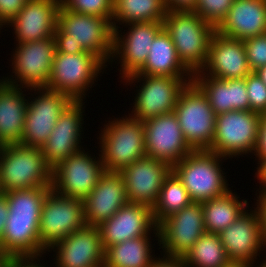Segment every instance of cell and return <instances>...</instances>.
I'll use <instances>...</instances> for the list:
<instances>
[{
    "label": "cell",
    "mask_w": 266,
    "mask_h": 267,
    "mask_svg": "<svg viewBox=\"0 0 266 267\" xmlns=\"http://www.w3.org/2000/svg\"><path fill=\"white\" fill-rule=\"evenodd\" d=\"M258 162V163H257ZM257 162L255 163L258 164L256 165V171L255 174H253L258 181L257 183H259V188H257L256 192H263L266 191V157L260 158L257 160Z\"/></svg>",
    "instance_id": "obj_45"
},
{
    "label": "cell",
    "mask_w": 266,
    "mask_h": 267,
    "mask_svg": "<svg viewBox=\"0 0 266 267\" xmlns=\"http://www.w3.org/2000/svg\"><path fill=\"white\" fill-rule=\"evenodd\" d=\"M146 156L171 167L193 150L187 144L176 115H159L143 122Z\"/></svg>",
    "instance_id": "obj_19"
},
{
    "label": "cell",
    "mask_w": 266,
    "mask_h": 267,
    "mask_svg": "<svg viewBox=\"0 0 266 267\" xmlns=\"http://www.w3.org/2000/svg\"><path fill=\"white\" fill-rule=\"evenodd\" d=\"M174 114L187 144L193 151L211 148L216 115L205 94L193 81L182 90Z\"/></svg>",
    "instance_id": "obj_9"
},
{
    "label": "cell",
    "mask_w": 266,
    "mask_h": 267,
    "mask_svg": "<svg viewBox=\"0 0 266 267\" xmlns=\"http://www.w3.org/2000/svg\"><path fill=\"white\" fill-rule=\"evenodd\" d=\"M192 203V200L181 180L171 171L165 178L159 197L152 208L153 217L158 225L168 216L180 211Z\"/></svg>",
    "instance_id": "obj_33"
},
{
    "label": "cell",
    "mask_w": 266,
    "mask_h": 267,
    "mask_svg": "<svg viewBox=\"0 0 266 267\" xmlns=\"http://www.w3.org/2000/svg\"><path fill=\"white\" fill-rule=\"evenodd\" d=\"M223 267H251L250 263L247 262H236V261H230Z\"/></svg>",
    "instance_id": "obj_49"
},
{
    "label": "cell",
    "mask_w": 266,
    "mask_h": 267,
    "mask_svg": "<svg viewBox=\"0 0 266 267\" xmlns=\"http://www.w3.org/2000/svg\"><path fill=\"white\" fill-rule=\"evenodd\" d=\"M51 186L52 167L46 162L41 148L19 143L0 146L2 193Z\"/></svg>",
    "instance_id": "obj_5"
},
{
    "label": "cell",
    "mask_w": 266,
    "mask_h": 267,
    "mask_svg": "<svg viewBox=\"0 0 266 267\" xmlns=\"http://www.w3.org/2000/svg\"><path fill=\"white\" fill-rule=\"evenodd\" d=\"M26 91L27 88L10 85L0 78V146L21 142L29 95Z\"/></svg>",
    "instance_id": "obj_27"
},
{
    "label": "cell",
    "mask_w": 266,
    "mask_h": 267,
    "mask_svg": "<svg viewBox=\"0 0 266 267\" xmlns=\"http://www.w3.org/2000/svg\"><path fill=\"white\" fill-rule=\"evenodd\" d=\"M192 81L205 94L216 116L232 111L231 79L203 76L198 71Z\"/></svg>",
    "instance_id": "obj_34"
},
{
    "label": "cell",
    "mask_w": 266,
    "mask_h": 267,
    "mask_svg": "<svg viewBox=\"0 0 266 267\" xmlns=\"http://www.w3.org/2000/svg\"><path fill=\"white\" fill-rule=\"evenodd\" d=\"M160 255L183 258L206 233L202 203L192 202L162 220L158 226Z\"/></svg>",
    "instance_id": "obj_16"
},
{
    "label": "cell",
    "mask_w": 266,
    "mask_h": 267,
    "mask_svg": "<svg viewBox=\"0 0 266 267\" xmlns=\"http://www.w3.org/2000/svg\"><path fill=\"white\" fill-rule=\"evenodd\" d=\"M243 42L252 72L266 66V33L247 38Z\"/></svg>",
    "instance_id": "obj_38"
},
{
    "label": "cell",
    "mask_w": 266,
    "mask_h": 267,
    "mask_svg": "<svg viewBox=\"0 0 266 267\" xmlns=\"http://www.w3.org/2000/svg\"><path fill=\"white\" fill-rule=\"evenodd\" d=\"M192 78L143 74H132L125 77L120 83L136 87L133 104H129L132 105V109L129 108L131 113L128 111V114L145 122L159 115L173 113L182 90L192 81Z\"/></svg>",
    "instance_id": "obj_7"
},
{
    "label": "cell",
    "mask_w": 266,
    "mask_h": 267,
    "mask_svg": "<svg viewBox=\"0 0 266 267\" xmlns=\"http://www.w3.org/2000/svg\"><path fill=\"white\" fill-rule=\"evenodd\" d=\"M16 256L9 251L0 250V267H11Z\"/></svg>",
    "instance_id": "obj_48"
},
{
    "label": "cell",
    "mask_w": 266,
    "mask_h": 267,
    "mask_svg": "<svg viewBox=\"0 0 266 267\" xmlns=\"http://www.w3.org/2000/svg\"><path fill=\"white\" fill-rule=\"evenodd\" d=\"M255 73L266 85V66L259 68L258 70L255 71Z\"/></svg>",
    "instance_id": "obj_50"
},
{
    "label": "cell",
    "mask_w": 266,
    "mask_h": 267,
    "mask_svg": "<svg viewBox=\"0 0 266 267\" xmlns=\"http://www.w3.org/2000/svg\"><path fill=\"white\" fill-rule=\"evenodd\" d=\"M216 31L239 40L266 33V0H235Z\"/></svg>",
    "instance_id": "obj_26"
},
{
    "label": "cell",
    "mask_w": 266,
    "mask_h": 267,
    "mask_svg": "<svg viewBox=\"0 0 266 267\" xmlns=\"http://www.w3.org/2000/svg\"><path fill=\"white\" fill-rule=\"evenodd\" d=\"M55 2L59 3L60 5H62V3L65 1V0H54Z\"/></svg>",
    "instance_id": "obj_52"
},
{
    "label": "cell",
    "mask_w": 266,
    "mask_h": 267,
    "mask_svg": "<svg viewBox=\"0 0 266 267\" xmlns=\"http://www.w3.org/2000/svg\"><path fill=\"white\" fill-rule=\"evenodd\" d=\"M255 156V161L260 158L266 157V114H261L259 129H258V137L257 144L255 150L252 154Z\"/></svg>",
    "instance_id": "obj_41"
},
{
    "label": "cell",
    "mask_w": 266,
    "mask_h": 267,
    "mask_svg": "<svg viewBox=\"0 0 266 267\" xmlns=\"http://www.w3.org/2000/svg\"><path fill=\"white\" fill-rule=\"evenodd\" d=\"M53 36L56 52L78 54L88 51L109 66L114 38V29L109 19L77 13L61 5Z\"/></svg>",
    "instance_id": "obj_2"
},
{
    "label": "cell",
    "mask_w": 266,
    "mask_h": 267,
    "mask_svg": "<svg viewBox=\"0 0 266 267\" xmlns=\"http://www.w3.org/2000/svg\"><path fill=\"white\" fill-rule=\"evenodd\" d=\"M153 240L151 236H142L107 247L103 267H150L158 258Z\"/></svg>",
    "instance_id": "obj_29"
},
{
    "label": "cell",
    "mask_w": 266,
    "mask_h": 267,
    "mask_svg": "<svg viewBox=\"0 0 266 267\" xmlns=\"http://www.w3.org/2000/svg\"><path fill=\"white\" fill-rule=\"evenodd\" d=\"M203 76L218 79L245 78L252 73L243 40L213 34L207 61L199 71Z\"/></svg>",
    "instance_id": "obj_24"
},
{
    "label": "cell",
    "mask_w": 266,
    "mask_h": 267,
    "mask_svg": "<svg viewBox=\"0 0 266 267\" xmlns=\"http://www.w3.org/2000/svg\"><path fill=\"white\" fill-rule=\"evenodd\" d=\"M261 114L232 110L216 116L215 135L210 152L228 159L246 157L255 150Z\"/></svg>",
    "instance_id": "obj_11"
},
{
    "label": "cell",
    "mask_w": 266,
    "mask_h": 267,
    "mask_svg": "<svg viewBox=\"0 0 266 267\" xmlns=\"http://www.w3.org/2000/svg\"><path fill=\"white\" fill-rule=\"evenodd\" d=\"M135 74L193 77V73L179 59L175 45L164 28L154 38L146 63Z\"/></svg>",
    "instance_id": "obj_28"
},
{
    "label": "cell",
    "mask_w": 266,
    "mask_h": 267,
    "mask_svg": "<svg viewBox=\"0 0 266 267\" xmlns=\"http://www.w3.org/2000/svg\"><path fill=\"white\" fill-rule=\"evenodd\" d=\"M250 208L248 207L235 222L219 233L230 261L255 264L260 262L256 260H263L262 256H266V242L263 239L260 220L257 211ZM262 251L265 254L260 256Z\"/></svg>",
    "instance_id": "obj_20"
},
{
    "label": "cell",
    "mask_w": 266,
    "mask_h": 267,
    "mask_svg": "<svg viewBox=\"0 0 266 267\" xmlns=\"http://www.w3.org/2000/svg\"><path fill=\"white\" fill-rule=\"evenodd\" d=\"M83 202L50 190L44 200L39 225L41 246L53 245L85 225Z\"/></svg>",
    "instance_id": "obj_15"
},
{
    "label": "cell",
    "mask_w": 266,
    "mask_h": 267,
    "mask_svg": "<svg viewBox=\"0 0 266 267\" xmlns=\"http://www.w3.org/2000/svg\"><path fill=\"white\" fill-rule=\"evenodd\" d=\"M84 104V101H72L61 113L48 140L42 146V154L52 168L60 161L86 148L82 145L85 131L84 116H86Z\"/></svg>",
    "instance_id": "obj_17"
},
{
    "label": "cell",
    "mask_w": 266,
    "mask_h": 267,
    "mask_svg": "<svg viewBox=\"0 0 266 267\" xmlns=\"http://www.w3.org/2000/svg\"><path fill=\"white\" fill-rule=\"evenodd\" d=\"M172 167L165 162L144 156L119 172L125 181L129 203L155 206L165 178Z\"/></svg>",
    "instance_id": "obj_22"
},
{
    "label": "cell",
    "mask_w": 266,
    "mask_h": 267,
    "mask_svg": "<svg viewBox=\"0 0 266 267\" xmlns=\"http://www.w3.org/2000/svg\"><path fill=\"white\" fill-rule=\"evenodd\" d=\"M60 6L54 0H28L19 13L2 29L13 27L14 43H27L53 37Z\"/></svg>",
    "instance_id": "obj_23"
},
{
    "label": "cell",
    "mask_w": 266,
    "mask_h": 267,
    "mask_svg": "<svg viewBox=\"0 0 266 267\" xmlns=\"http://www.w3.org/2000/svg\"><path fill=\"white\" fill-rule=\"evenodd\" d=\"M106 68L109 67L98 56L88 51L78 54L56 52L44 88L64 93L73 101H85L88 90L96 87L99 77L106 74Z\"/></svg>",
    "instance_id": "obj_6"
},
{
    "label": "cell",
    "mask_w": 266,
    "mask_h": 267,
    "mask_svg": "<svg viewBox=\"0 0 266 267\" xmlns=\"http://www.w3.org/2000/svg\"><path fill=\"white\" fill-rule=\"evenodd\" d=\"M250 110L266 113V85L259 76L252 72L245 77Z\"/></svg>",
    "instance_id": "obj_37"
},
{
    "label": "cell",
    "mask_w": 266,
    "mask_h": 267,
    "mask_svg": "<svg viewBox=\"0 0 266 267\" xmlns=\"http://www.w3.org/2000/svg\"><path fill=\"white\" fill-rule=\"evenodd\" d=\"M164 0H113V29L125 24L163 21L167 15Z\"/></svg>",
    "instance_id": "obj_31"
},
{
    "label": "cell",
    "mask_w": 266,
    "mask_h": 267,
    "mask_svg": "<svg viewBox=\"0 0 266 267\" xmlns=\"http://www.w3.org/2000/svg\"><path fill=\"white\" fill-rule=\"evenodd\" d=\"M86 151L83 148L52 168V190L82 201L91 193L105 169L99 149L96 156L89 148Z\"/></svg>",
    "instance_id": "obj_12"
},
{
    "label": "cell",
    "mask_w": 266,
    "mask_h": 267,
    "mask_svg": "<svg viewBox=\"0 0 266 267\" xmlns=\"http://www.w3.org/2000/svg\"><path fill=\"white\" fill-rule=\"evenodd\" d=\"M117 116L105 120L97 133L98 149L106 172L119 173L146 156L143 122L127 113Z\"/></svg>",
    "instance_id": "obj_3"
},
{
    "label": "cell",
    "mask_w": 266,
    "mask_h": 267,
    "mask_svg": "<svg viewBox=\"0 0 266 267\" xmlns=\"http://www.w3.org/2000/svg\"><path fill=\"white\" fill-rule=\"evenodd\" d=\"M27 92L31 95L28 96L23 137L19 144L42 148L61 113L73 100L64 93L44 87L27 88Z\"/></svg>",
    "instance_id": "obj_13"
},
{
    "label": "cell",
    "mask_w": 266,
    "mask_h": 267,
    "mask_svg": "<svg viewBox=\"0 0 266 267\" xmlns=\"http://www.w3.org/2000/svg\"><path fill=\"white\" fill-rule=\"evenodd\" d=\"M28 0H0V30L26 5Z\"/></svg>",
    "instance_id": "obj_40"
},
{
    "label": "cell",
    "mask_w": 266,
    "mask_h": 267,
    "mask_svg": "<svg viewBox=\"0 0 266 267\" xmlns=\"http://www.w3.org/2000/svg\"><path fill=\"white\" fill-rule=\"evenodd\" d=\"M228 158L210 152L195 150L172 166L192 202L203 203L226 194L231 188L223 167Z\"/></svg>",
    "instance_id": "obj_4"
},
{
    "label": "cell",
    "mask_w": 266,
    "mask_h": 267,
    "mask_svg": "<svg viewBox=\"0 0 266 267\" xmlns=\"http://www.w3.org/2000/svg\"><path fill=\"white\" fill-rule=\"evenodd\" d=\"M264 257V259L263 260H261L259 263H258V265H257V263H256V265L253 263V264H251V267H266V256H263Z\"/></svg>",
    "instance_id": "obj_51"
},
{
    "label": "cell",
    "mask_w": 266,
    "mask_h": 267,
    "mask_svg": "<svg viewBox=\"0 0 266 267\" xmlns=\"http://www.w3.org/2000/svg\"><path fill=\"white\" fill-rule=\"evenodd\" d=\"M157 226L150 207L128 203L97 228L105 250L114 244L142 236L155 237L158 245L159 234Z\"/></svg>",
    "instance_id": "obj_18"
},
{
    "label": "cell",
    "mask_w": 266,
    "mask_h": 267,
    "mask_svg": "<svg viewBox=\"0 0 266 267\" xmlns=\"http://www.w3.org/2000/svg\"><path fill=\"white\" fill-rule=\"evenodd\" d=\"M46 255L42 256H25V257H16L11 265V267H48L47 263L43 264V257ZM42 258V259H41ZM41 259V260H40ZM42 263H41V262ZM53 264L49 267H52Z\"/></svg>",
    "instance_id": "obj_44"
},
{
    "label": "cell",
    "mask_w": 266,
    "mask_h": 267,
    "mask_svg": "<svg viewBox=\"0 0 266 267\" xmlns=\"http://www.w3.org/2000/svg\"><path fill=\"white\" fill-rule=\"evenodd\" d=\"M123 27L114 29L113 54L109 63L111 67L120 64L121 80L144 66L154 38L163 29V21L130 23Z\"/></svg>",
    "instance_id": "obj_14"
},
{
    "label": "cell",
    "mask_w": 266,
    "mask_h": 267,
    "mask_svg": "<svg viewBox=\"0 0 266 267\" xmlns=\"http://www.w3.org/2000/svg\"><path fill=\"white\" fill-rule=\"evenodd\" d=\"M163 28L170 35L179 59L194 74L207 61L209 44L216 28L194 11L167 12Z\"/></svg>",
    "instance_id": "obj_8"
},
{
    "label": "cell",
    "mask_w": 266,
    "mask_h": 267,
    "mask_svg": "<svg viewBox=\"0 0 266 267\" xmlns=\"http://www.w3.org/2000/svg\"><path fill=\"white\" fill-rule=\"evenodd\" d=\"M51 187H36L5 192L9 207L0 249L16 257L42 256L47 251L39 237L40 217Z\"/></svg>",
    "instance_id": "obj_1"
},
{
    "label": "cell",
    "mask_w": 266,
    "mask_h": 267,
    "mask_svg": "<svg viewBox=\"0 0 266 267\" xmlns=\"http://www.w3.org/2000/svg\"><path fill=\"white\" fill-rule=\"evenodd\" d=\"M248 199H241L233 190L202 203L206 233L219 234L229 227L249 207Z\"/></svg>",
    "instance_id": "obj_30"
},
{
    "label": "cell",
    "mask_w": 266,
    "mask_h": 267,
    "mask_svg": "<svg viewBox=\"0 0 266 267\" xmlns=\"http://www.w3.org/2000/svg\"><path fill=\"white\" fill-rule=\"evenodd\" d=\"M14 47L9 61L12 75L1 76V79L5 83L23 88L45 87L56 53L54 36L27 43H15Z\"/></svg>",
    "instance_id": "obj_10"
},
{
    "label": "cell",
    "mask_w": 266,
    "mask_h": 267,
    "mask_svg": "<svg viewBox=\"0 0 266 267\" xmlns=\"http://www.w3.org/2000/svg\"><path fill=\"white\" fill-rule=\"evenodd\" d=\"M232 110L250 111L245 78L231 79Z\"/></svg>",
    "instance_id": "obj_39"
},
{
    "label": "cell",
    "mask_w": 266,
    "mask_h": 267,
    "mask_svg": "<svg viewBox=\"0 0 266 267\" xmlns=\"http://www.w3.org/2000/svg\"><path fill=\"white\" fill-rule=\"evenodd\" d=\"M85 223L99 226L128 204L126 185L118 172H104L91 193L82 201Z\"/></svg>",
    "instance_id": "obj_25"
},
{
    "label": "cell",
    "mask_w": 266,
    "mask_h": 267,
    "mask_svg": "<svg viewBox=\"0 0 266 267\" xmlns=\"http://www.w3.org/2000/svg\"><path fill=\"white\" fill-rule=\"evenodd\" d=\"M188 267H223L230 262L219 234L205 233L183 257Z\"/></svg>",
    "instance_id": "obj_32"
},
{
    "label": "cell",
    "mask_w": 266,
    "mask_h": 267,
    "mask_svg": "<svg viewBox=\"0 0 266 267\" xmlns=\"http://www.w3.org/2000/svg\"><path fill=\"white\" fill-rule=\"evenodd\" d=\"M62 6L77 13L100 16L110 21L113 16V0H65Z\"/></svg>",
    "instance_id": "obj_36"
},
{
    "label": "cell",
    "mask_w": 266,
    "mask_h": 267,
    "mask_svg": "<svg viewBox=\"0 0 266 267\" xmlns=\"http://www.w3.org/2000/svg\"><path fill=\"white\" fill-rule=\"evenodd\" d=\"M254 195H257V199L255 198L257 202L252 206L257 211L261 230L263 234V239L266 242V191L263 192H256Z\"/></svg>",
    "instance_id": "obj_42"
},
{
    "label": "cell",
    "mask_w": 266,
    "mask_h": 267,
    "mask_svg": "<svg viewBox=\"0 0 266 267\" xmlns=\"http://www.w3.org/2000/svg\"><path fill=\"white\" fill-rule=\"evenodd\" d=\"M104 251L98 228L85 224L53 245L47 254L52 253L51 257H55L50 260V263L55 261L53 267H101Z\"/></svg>",
    "instance_id": "obj_21"
},
{
    "label": "cell",
    "mask_w": 266,
    "mask_h": 267,
    "mask_svg": "<svg viewBox=\"0 0 266 267\" xmlns=\"http://www.w3.org/2000/svg\"><path fill=\"white\" fill-rule=\"evenodd\" d=\"M161 256L158 255V258L150 265V267H188L183 258Z\"/></svg>",
    "instance_id": "obj_46"
},
{
    "label": "cell",
    "mask_w": 266,
    "mask_h": 267,
    "mask_svg": "<svg viewBox=\"0 0 266 267\" xmlns=\"http://www.w3.org/2000/svg\"><path fill=\"white\" fill-rule=\"evenodd\" d=\"M8 215H9V207L6 200V194L1 192L0 193V242L2 241Z\"/></svg>",
    "instance_id": "obj_47"
},
{
    "label": "cell",
    "mask_w": 266,
    "mask_h": 267,
    "mask_svg": "<svg viewBox=\"0 0 266 267\" xmlns=\"http://www.w3.org/2000/svg\"><path fill=\"white\" fill-rule=\"evenodd\" d=\"M235 0H198L194 12L217 28L226 18Z\"/></svg>",
    "instance_id": "obj_35"
},
{
    "label": "cell",
    "mask_w": 266,
    "mask_h": 267,
    "mask_svg": "<svg viewBox=\"0 0 266 267\" xmlns=\"http://www.w3.org/2000/svg\"><path fill=\"white\" fill-rule=\"evenodd\" d=\"M198 0H164L167 11H194Z\"/></svg>",
    "instance_id": "obj_43"
}]
</instances>
